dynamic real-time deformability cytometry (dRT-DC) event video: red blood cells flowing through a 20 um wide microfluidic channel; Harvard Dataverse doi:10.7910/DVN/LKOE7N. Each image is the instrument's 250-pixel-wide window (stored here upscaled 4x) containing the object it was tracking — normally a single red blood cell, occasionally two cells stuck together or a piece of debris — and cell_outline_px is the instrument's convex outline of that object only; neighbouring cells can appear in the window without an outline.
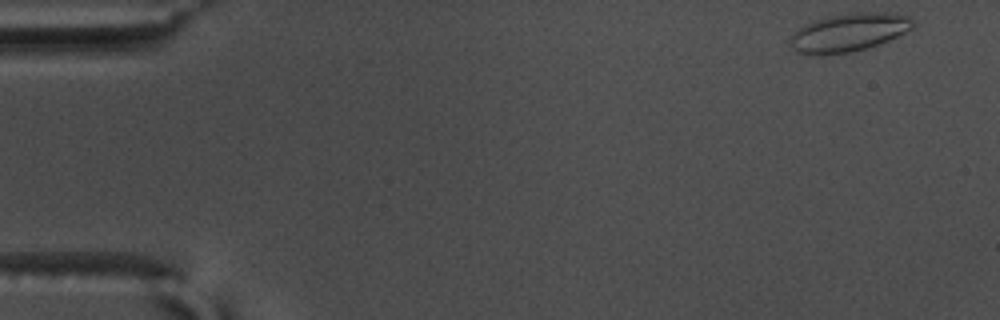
{"species": "common noctule bat (a hibernating species)", "species_latin": "Nyctalus noctula", "temperature_condition": "warm", "stored_images_in_passage": 34, "camera_frame_rate_fps": 3000, "um_per_image_px": 0.085, "animal": {"sex": "male", "body_mass_g": 17.5, "forearm_length_mm": 52.3}, "frame": {"image": 1, "passage_image": 1, "time_ms": 0.0, "image_size_px": [1000, 320], "cell_outline_px": [[912, 28], [888, 40], [864, 48], [848, 52], [800, 52], [792, 48], [788, 44], [792, 36], [804, 24], [816, 20], [832, 16], [868, 12], [884, 12], [908, 16], [912, 20]], "centroid_in_image_um": [72.17, 2.72], "position_along_channel_um": 12.8, "area_um2": 25.84}}
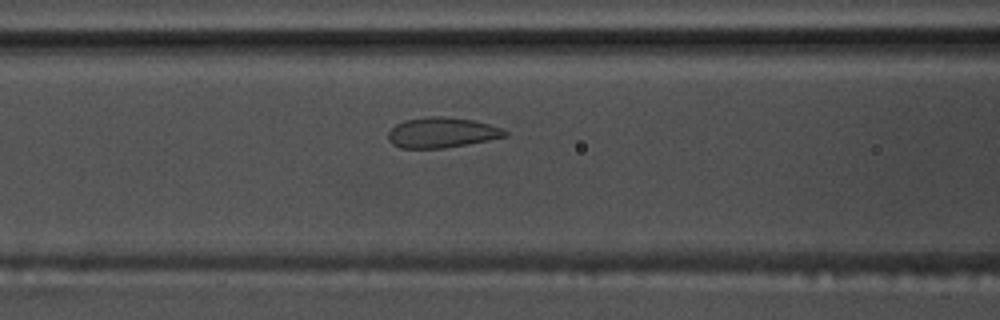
{"frame": {"image": 2, "passage_image": 21, "time_ms": 6.667, "image_size_px": [1000, 320], "cell_outline_px": [[508, 136], [488, 140], [444, 148], [400, 148], [392, 144], [388, 140], [388, 132], [396, 124], [404, 120], [428, 116], [444, 116], [472, 120], [488, 124], [500, 128], [508, 132]], "centroid_in_image_um": [37.52, 11.27], "position_along_channel_um": 129.1, "area_um2": 20.58}}
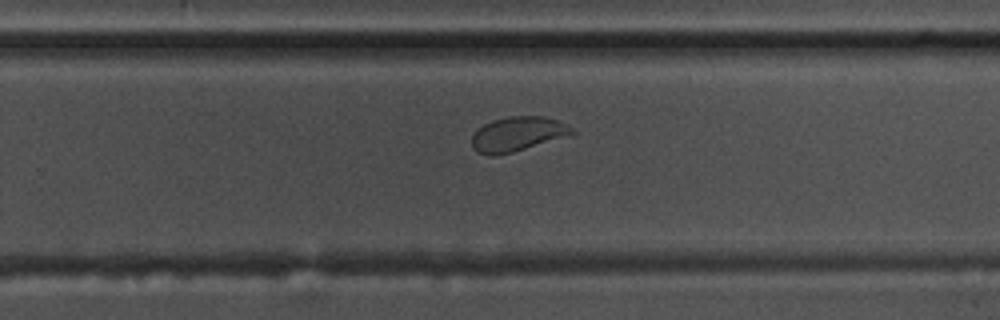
{"frame": {"image": 3, "passage_image": 34, "time_ms": 11.0, "image_size_px": [1000, 320], "cell_outline_px": [[580, 132], [512, 152], [496, 156], [488, 156], [476, 152], [472, 148], [472, 136], [484, 124], [492, 120], [508, 116], [544, 116], [568, 124]], "centroid_in_image_um": [44.01, 11.39], "position_along_channel_um": 285.8, "area_um2": 20.23}}